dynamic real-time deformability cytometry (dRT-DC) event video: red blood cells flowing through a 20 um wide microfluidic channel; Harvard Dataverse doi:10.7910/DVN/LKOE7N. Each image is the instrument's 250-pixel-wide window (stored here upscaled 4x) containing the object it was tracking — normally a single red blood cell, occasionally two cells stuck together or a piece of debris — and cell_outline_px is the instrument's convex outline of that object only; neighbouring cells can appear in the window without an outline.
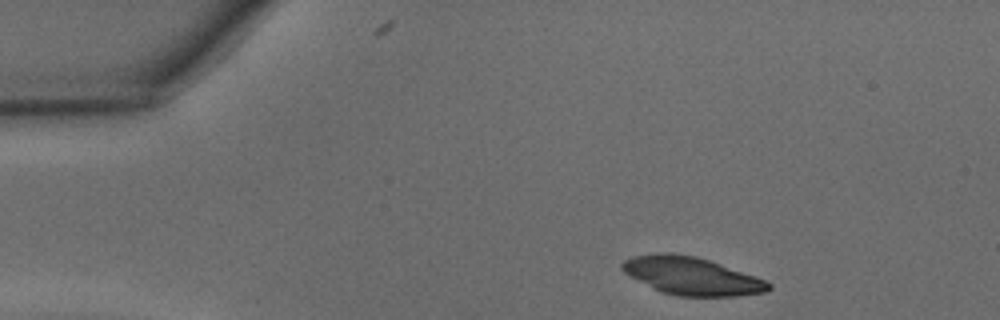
{"species": "common noctule bat (a hibernating species)", "species_latin": "Nyctalus noctula", "temperature_condition": "warm", "stored_images_in_passage": 31, "camera_frame_rate_fps": 3000, "um_per_image_px": 0.085, "animal": {"sex": "male", "body_mass_g": 15.6}, "frame": {"image": 1, "passage_image": 1, "time_ms": 0.0, "image_size_px": [1000, 320], "cell_outline_px": [[772, 288], [764, 292], [736, 296], [676, 296], [660, 292], [652, 288], [624, 272], [620, 268], [620, 264], [624, 260], [632, 256], [656, 252], [672, 252], [696, 256], [756, 276], [772, 284]], "centroid_in_image_um": [58.75, 23.45], "position_along_channel_um": 26.3, "area_um2": 32.37}}